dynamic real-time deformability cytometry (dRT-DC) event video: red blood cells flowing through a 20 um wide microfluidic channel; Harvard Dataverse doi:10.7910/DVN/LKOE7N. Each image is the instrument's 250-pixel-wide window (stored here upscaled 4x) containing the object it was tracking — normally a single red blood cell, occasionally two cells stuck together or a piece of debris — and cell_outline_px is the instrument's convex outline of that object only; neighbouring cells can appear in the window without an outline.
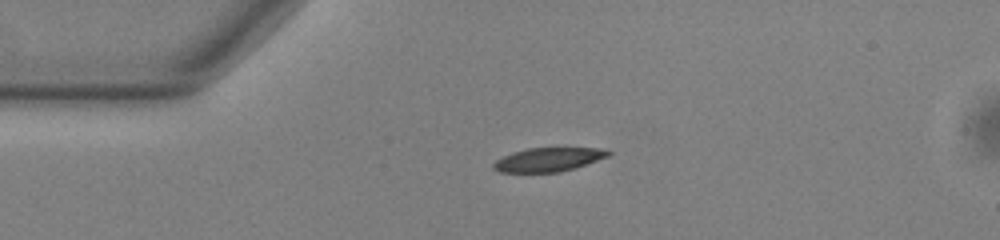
{"species": "common noctule bat (a hibernating species)", "species_latin": "Nyctalus noctula", "temperature_condition": "warm", "stored_images_in_passage": 42, "camera_frame_rate_fps": 3000, "um_per_image_px": 0.085, "animal": {"sex": "male", "body_mass_g": 13.0, "forearm_length_mm": 53.1}, "frame": {"image": 1, "passage_image": 1, "time_ms": 0.0, "image_size_px": [1000, 240], "cell_outline_px": [[612, 152], [608, 156], [576, 168], [560, 172], [500, 172], [492, 168], [492, 164], [496, 160], [512, 152], [528, 148], [608, 148]], "centroid_in_image_um": [46.63, 13.56], "position_along_channel_um": 38.4, "area_um2": 16.01}}
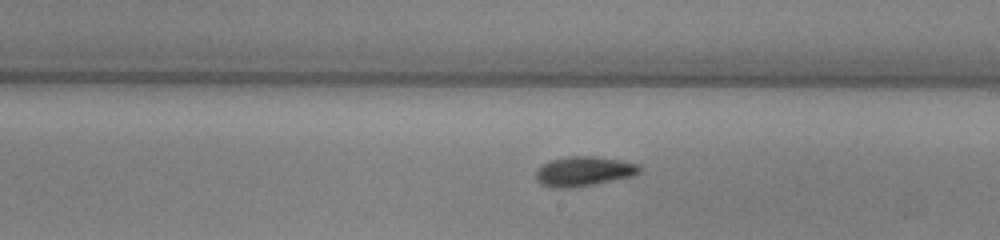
{"frame": {"image": 2, "passage_image": 19, "time_ms": 6.0, "image_size_px": [1000, 240], "cell_outline_px": [[640, 172], [632, 176], [592, 184], [564, 188], [552, 188], [540, 184], [536, 180], [536, 172], [544, 164], [552, 160], [568, 156], [596, 156], [620, 160], [640, 164]], "centroid_in_image_um": [49.62, 14.55], "position_along_channel_um": 239.4, "area_um2": 17.69}}
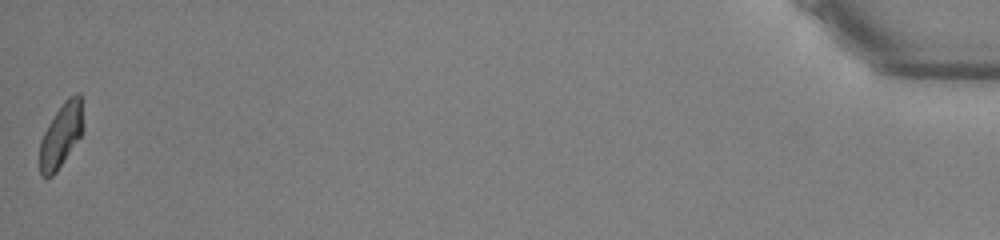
{"frame": {"image": 3, "passage_image": 42, "time_ms": 13.667, "image_size_px": [1000, 240], "cell_outline_px": [[84, 132], [56, 172], [52, 176], [40, 176], [40, 140], [48, 124], [64, 100], [68, 96], [76, 92], [80, 92], [84, 124]], "centroid_in_image_um": [5.22, 11.46], "position_along_channel_um": 430.0, "area_um2": 16.42}, "authors_computed_cell_mechanics": {"area_um2": 17.1088, "velocity_mm_per_s": 3.8377, "shape_relaxation_time_tau1_ms": 3.0375, "shape_relaxation_time_tau2_ms": 6.1727, "deformation_change_tau1": 0.1254, "deformation_change_tau2": 0.0841}}